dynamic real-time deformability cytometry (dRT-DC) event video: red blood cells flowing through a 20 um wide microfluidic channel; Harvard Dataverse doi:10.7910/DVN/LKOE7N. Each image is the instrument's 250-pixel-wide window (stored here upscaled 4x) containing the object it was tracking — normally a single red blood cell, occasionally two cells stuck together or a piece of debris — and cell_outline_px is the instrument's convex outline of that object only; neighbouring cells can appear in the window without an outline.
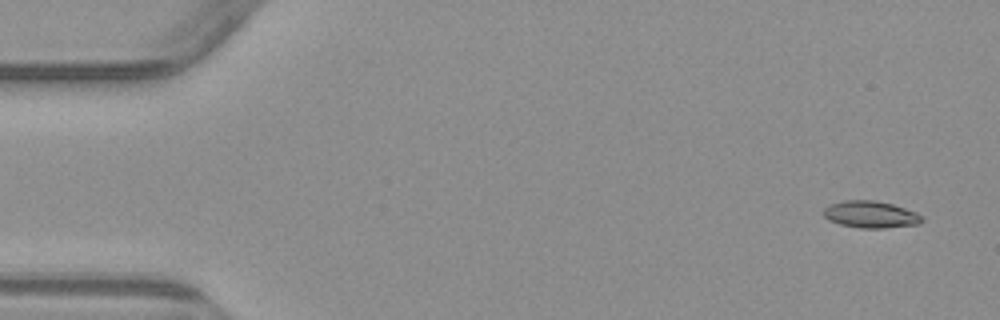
{"species": "common noctule bat (a hibernating species)", "species_latin": "Nyctalus noctula", "temperature_condition": "warm", "stored_images_in_passage": 7, "camera_frame_rate_fps": 3000, "um_per_image_px": 0.085, "animal": {"sex": "male", "body_mass_g": 23.1, "forearm_length_mm": 52.7}, "frame": {"image": 1, "passage_image": 1, "time_ms": 0.0, "image_size_px": [1000, 320], "cell_outline_px": [[924, 220], [916, 224], [884, 228], [860, 228], [840, 224], [828, 220], [824, 216], [824, 208], [832, 204], [844, 200], [876, 200], [892, 204], [916, 212], [924, 216]], "centroid_in_image_um": [74.02, 18.23], "position_along_channel_um": 11.0, "area_um2": 15.37}}
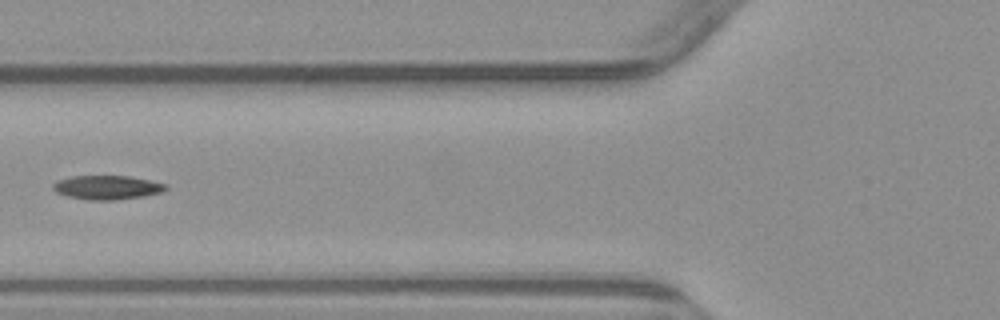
{"frame": {"image": 2, "passage_image": 6, "time_ms": 6.0, "image_size_px": [1000, 320], "cell_outline_px": [[168, 188], [164, 192], [144, 196], [116, 200], [88, 200], [68, 196], [56, 192], [52, 188], [52, 184], [56, 180], [72, 176], [128, 176], [168, 184]], "centroid_in_image_um": [9.11, 15.93], "position_along_channel_um": 116.7, "area_um2": 15.9}}
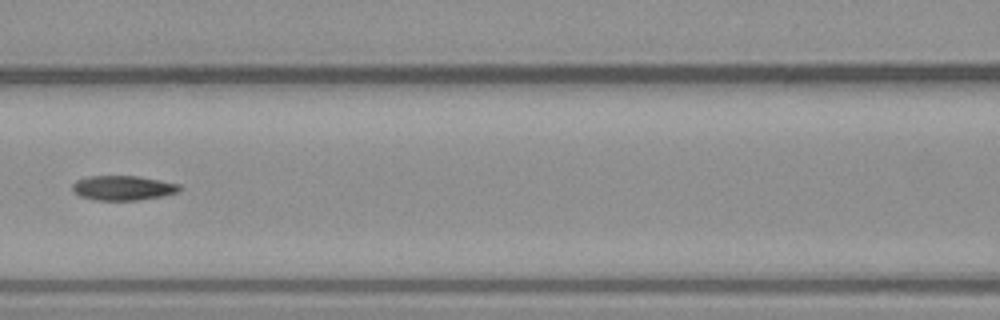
{"frame": {"image": 3, "passage_image": 7, "time_ms": 7.0, "image_size_px": [1000, 320], "cell_outline_px": [[180, 192], [160, 196], [136, 200], [96, 200], [80, 196], [72, 192], [72, 184], [76, 180], [88, 176], [140, 176], [180, 184]], "centroid_in_image_um": [10.43, 15.96], "position_along_channel_um": 156.2, "area_um2": 15.43}}